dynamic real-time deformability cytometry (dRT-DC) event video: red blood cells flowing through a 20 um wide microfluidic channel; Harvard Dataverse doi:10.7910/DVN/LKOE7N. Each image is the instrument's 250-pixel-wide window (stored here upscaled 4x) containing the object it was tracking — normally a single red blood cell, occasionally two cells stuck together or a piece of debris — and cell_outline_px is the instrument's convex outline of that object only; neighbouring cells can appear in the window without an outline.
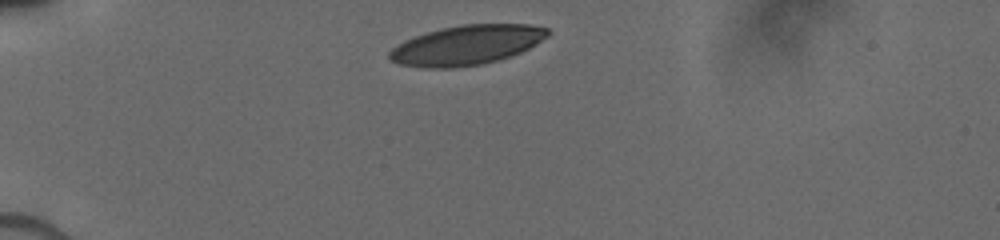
{"species": "human", "species_latin": "Homo sapiens", "temperature_condition": "cold", "stored_images_in_passage": 7, "camera_frame_rate_fps": 3000, "um_per_image_px": 0.085, "donor": {"sex": "male"}, "frame": {"image": 1, "passage_image": 1, "time_ms": 0.0, "image_size_px": [1000, 240], "cell_outline_px": [[548, 36], [528, 48], [520, 52], [496, 60], [480, 64], [452, 68], [424, 68], [396, 64], [388, 60], [388, 52], [396, 44], [404, 40], [428, 32], [460, 24], [528, 24], [548, 28]], "centroid_in_image_um": [39.59, 3.84], "position_along_channel_um": 45.4, "area_um2": 36.41}}
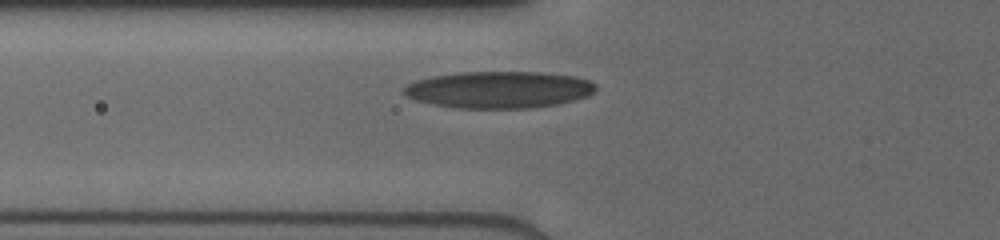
{"frame": {"image": 2, "passage_image": 4, "time_ms": 2.0, "image_size_px": [1000, 240], "cell_outline_px": [[596, 88], [588, 96], [556, 104], [528, 108], [456, 108], [432, 104], [416, 100], [408, 96], [404, 92], [404, 88], [408, 84], [416, 80], [432, 76], [460, 72], [540, 72], [576, 76], [588, 80], [596, 84]], "centroid_in_image_um": [42.41, 7.62], "position_along_channel_um": 83.4, "area_um2": 41.04}}
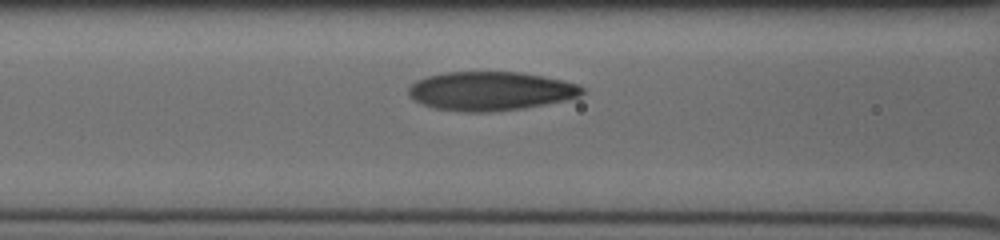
{"frame": {"image": 3, "passage_image": 6, "time_ms": 3.0, "image_size_px": [1000, 240], "cell_outline_px": [[584, 92], [580, 96], [568, 100], [524, 108], [488, 112], [464, 112], [436, 108], [412, 100], [408, 96], [408, 88], [416, 80], [428, 76], [444, 72], [520, 72], [544, 76], [564, 80], [580, 84], [584, 88]], "centroid_in_image_um": [41.72, 7.74], "position_along_channel_um": 124.9, "area_um2": 39.65}}